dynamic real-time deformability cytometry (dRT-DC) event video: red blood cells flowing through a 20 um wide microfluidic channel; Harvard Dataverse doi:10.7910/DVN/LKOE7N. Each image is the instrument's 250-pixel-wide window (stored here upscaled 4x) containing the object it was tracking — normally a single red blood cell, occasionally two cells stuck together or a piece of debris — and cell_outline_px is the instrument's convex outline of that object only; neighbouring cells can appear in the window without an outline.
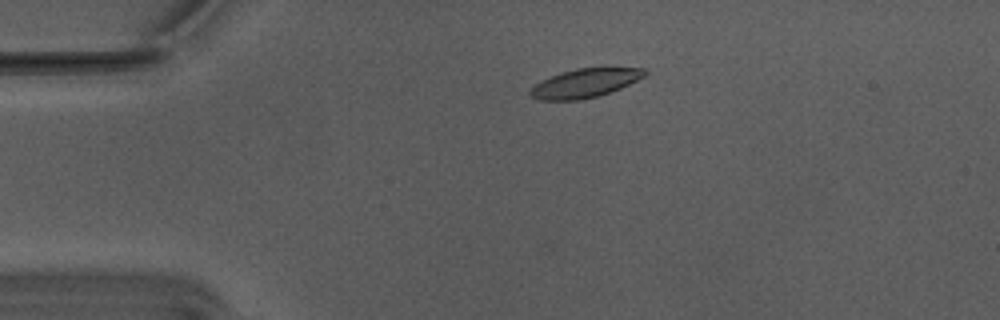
{"species": "Egyptian fruit bat (a non-hibernating species)", "species_latin": "Rousettus aegyptiacus", "temperature_condition": "warm", "stored_images_in_passage": 37, "camera_frame_rate_fps": 3000, "um_per_image_px": 0.085, "animal": {"sex": "male"}, "frame": {"image": 1, "passage_image": 2, "time_ms": 0.333, "image_size_px": [1000, 320], "cell_outline_px": [[648, 72], [644, 76], [620, 88], [596, 96], [576, 100], [540, 100], [532, 96], [528, 92], [536, 84], [560, 72], [576, 68], [644, 68]], "centroid_in_image_um": [49.71, 7.06], "position_along_channel_um": 35.3, "area_um2": 18.73}}
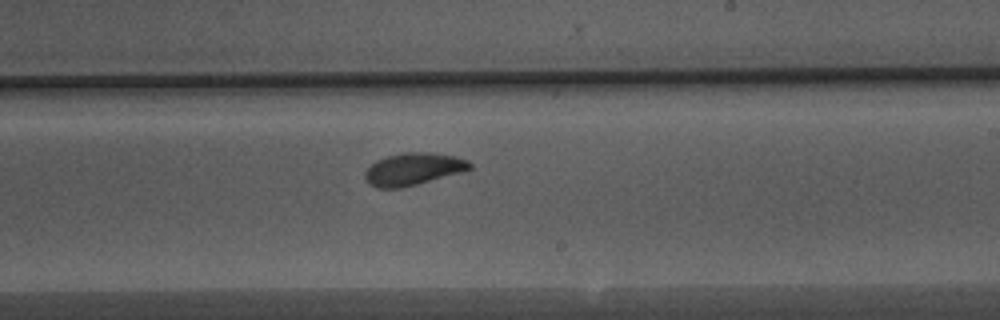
{"frame": {"image": 2, "passage_image": 23, "time_ms": 7.333, "image_size_px": [1000, 320], "cell_outline_px": [[472, 168], [464, 172], [400, 188], [376, 188], [368, 184], [364, 180], [364, 172], [376, 160], [388, 156], [404, 152], [428, 152], [456, 156], [468, 160], [472, 164]], "centroid_in_image_um": [35.13, 14.37], "position_along_channel_um": 253.9, "area_um2": 19.88}}
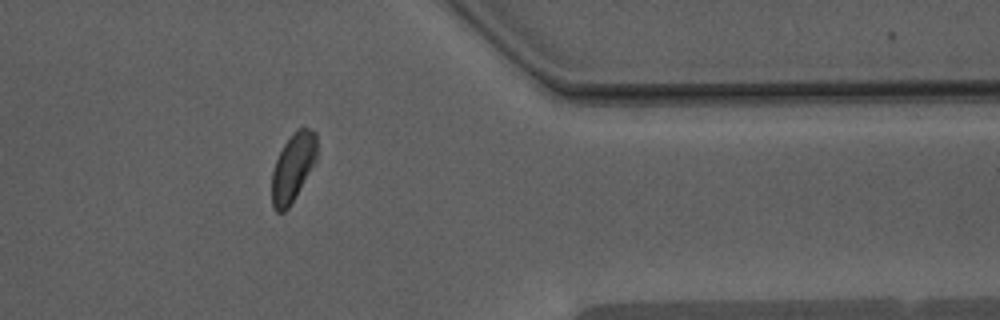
{"frame": {"image": 3, "passage_image": 35, "time_ms": 11.333, "image_size_px": [1000, 320], "cell_outline_px": [[316, 160], [288, 208], [284, 212], [276, 212], [272, 208], [272, 172], [276, 160], [284, 144], [292, 132], [296, 128], [308, 128], [316, 132]], "centroid_in_image_um": [24.88, 14.21], "position_along_channel_um": 386.5, "area_um2": 17.69}, "authors_computed_cell_mechanics": {"area_um2": 19.5364, "velocity_mm_per_s": 3.732, "shape_relaxation_time_tau1_ms": 4.5508, "shape_relaxation_time_tau2_ms": 4.7386, "deformation_change_tau1": 0.138, "deformation_change_tau2": 0.0969}}